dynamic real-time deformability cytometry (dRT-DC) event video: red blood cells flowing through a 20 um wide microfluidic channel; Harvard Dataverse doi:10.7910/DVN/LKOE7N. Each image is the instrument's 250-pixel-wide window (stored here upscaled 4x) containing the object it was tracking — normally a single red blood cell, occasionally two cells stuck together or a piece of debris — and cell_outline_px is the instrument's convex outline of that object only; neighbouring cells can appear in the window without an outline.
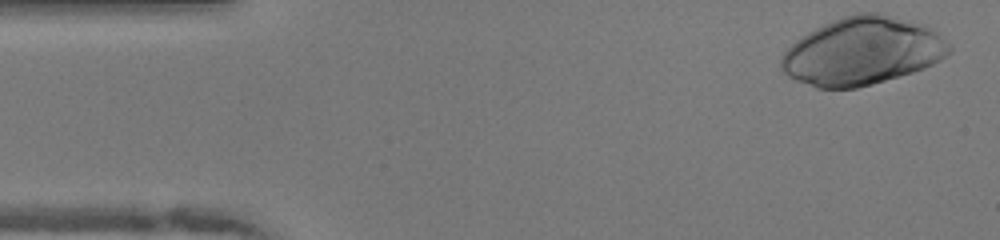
{"species": "human", "species_latin": "Homo sapiens", "temperature_condition": "warm", "stored_images_in_passage": 38, "camera_frame_rate_fps": 3000, "um_per_image_px": 0.085, "donor": {"sex": "female"}, "frame": {"image": 1, "passage_image": 1, "time_ms": 0.0, "image_size_px": [1000, 240], "cell_outline_px": [[952, 52], [940, 60], [924, 68], [912, 72], [872, 84], [856, 88], [816, 88], [796, 80], [788, 76], [780, 68], [780, 60], [784, 52], [796, 40], [808, 32], [824, 24], [844, 16], [856, 12], [884, 12], [924, 24], [932, 28], [952, 48]], "centroid_in_image_um": [73.31, 4.33], "position_along_channel_um": 11.7, "area_um2": 66.35}}
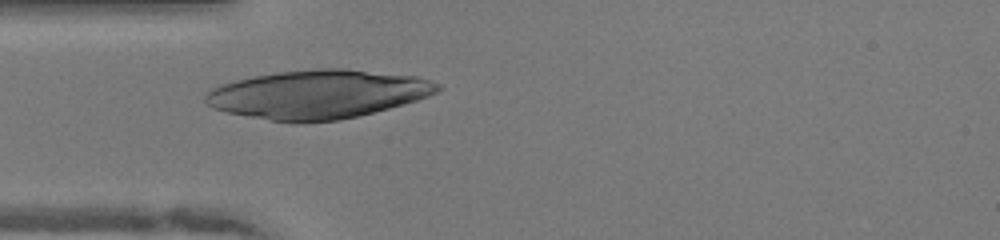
{"frame": {"image": 2, "passage_image": 12, "time_ms": 3.667, "image_size_px": [1000, 240], "cell_outline_px": [[444, 88], [428, 96], [416, 100], [388, 108], [340, 120], [292, 124], [228, 112], [212, 108], [204, 100], [204, 92], [220, 84], [236, 80], [276, 72], [316, 68], [344, 68], [416, 76], [432, 80], [440, 84]], "centroid_in_image_um": [27.01, 8.01], "position_along_channel_um": 58.0, "area_um2": 66.01}}
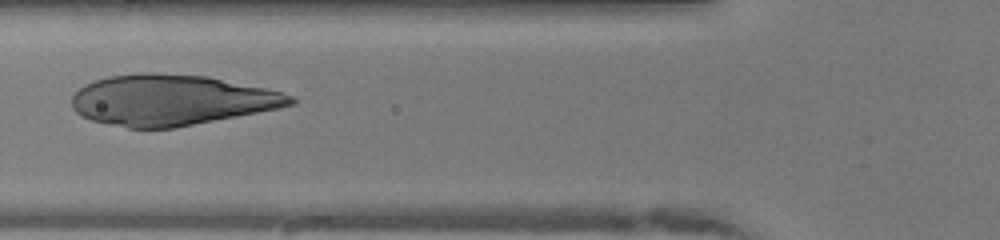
{"frame": {"image": 3, "passage_image": 16, "time_ms": 5.0, "image_size_px": [1000, 240], "cell_outline_px": [[296, 104], [280, 108], [176, 128], [128, 128], [108, 124], [92, 120], [80, 116], [72, 108], [72, 96], [84, 84], [108, 76], [136, 72], [156, 72], [208, 76], [264, 88], [280, 92], [292, 96], [296, 100]], "centroid_in_image_um": [14.54, 8.5], "position_along_channel_um": 111.3, "area_um2": 64.91}}